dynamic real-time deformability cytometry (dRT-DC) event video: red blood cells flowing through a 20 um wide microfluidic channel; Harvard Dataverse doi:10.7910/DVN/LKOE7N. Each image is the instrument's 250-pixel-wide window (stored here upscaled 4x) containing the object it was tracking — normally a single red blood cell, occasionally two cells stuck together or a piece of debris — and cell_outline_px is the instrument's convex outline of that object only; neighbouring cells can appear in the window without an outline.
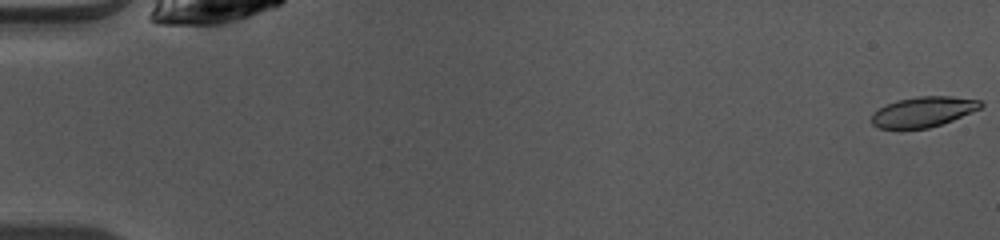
{"species": "common noctule bat (a hibernating species)", "species_latin": "Nyctalus noctula", "temperature_condition": "warm", "stored_images_in_passage": 49, "camera_frame_rate_fps": 3000, "um_per_image_px": 0.085, "animal": {"sex": "female", "body_mass_g": 10.0, "forearm_length_mm": 53.1}, "frame": {"image": 1, "passage_image": 1, "time_ms": 0.0, "image_size_px": [1000, 240], "cell_outline_px": [[984, 104], [980, 108], [952, 120], [928, 128], [880, 128], [872, 124], [872, 112], [896, 100], [920, 96], [952, 96], [980, 100]], "centroid_in_image_um": [78.47, 9.49], "position_along_channel_um": 6.5, "area_um2": 18.96}}
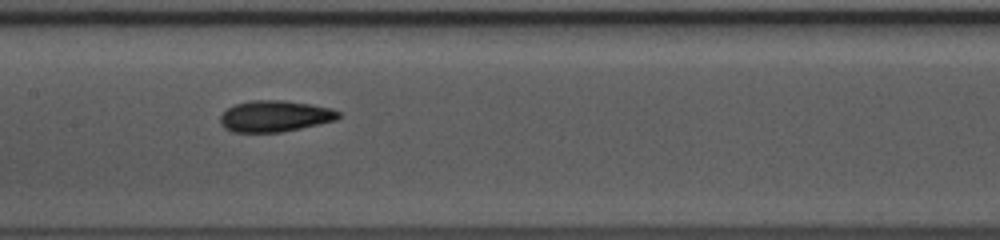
{"frame": {"image": 2, "passage_image": 25, "time_ms": 8.0, "image_size_px": [1000, 240], "cell_outline_px": [[340, 116], [336, 120], [320, 124], [280, 132], [232, 132], [224, 128], [220, 124], [220, 116], [228, 108], [236, 104], [252, 100], [284, 100], [312, 104], [332, 108], [340, 112]], "centroid_in_image_um": [23.37, 9.87], "position_along_channel_um": 184.0, "area_um2": 21.62}}
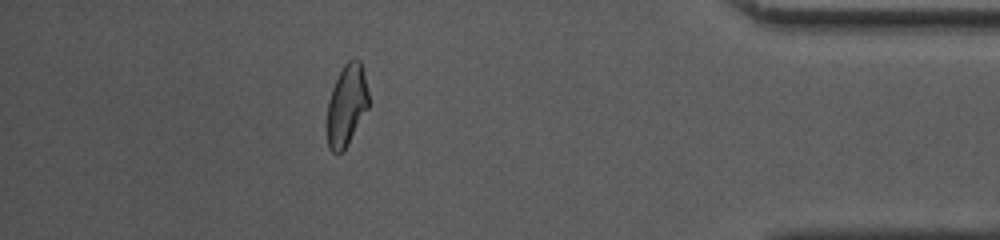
{"frame": {"image": 3, "passage_image": 44, "time_ms": 14.333, "image_size_px": [1000, 240], "cell_outline_px": [[368, 108], [348, 144], [340, 152], [332, 152], [328, 148], [328, 100], [332, 88], [344, 64], [348, 60], [360, 60], [368, 92]], "centroid_in_image_um": [29.46, 8.95], "position_along_channel_um": 405.7, "area_um2": 19.19}, "authors_computed_cell_mechanics": {"area_um2": 20.6924, "velocity_mm_per_s": 4.1037, "shape_relaxation_time_tau1_ms": 2.9993, "shape_relaxation_time_tau2_ms": 3.0384, "deformation_change_tau1": 0.1208, "deformation_change_tau2": 0.096}}